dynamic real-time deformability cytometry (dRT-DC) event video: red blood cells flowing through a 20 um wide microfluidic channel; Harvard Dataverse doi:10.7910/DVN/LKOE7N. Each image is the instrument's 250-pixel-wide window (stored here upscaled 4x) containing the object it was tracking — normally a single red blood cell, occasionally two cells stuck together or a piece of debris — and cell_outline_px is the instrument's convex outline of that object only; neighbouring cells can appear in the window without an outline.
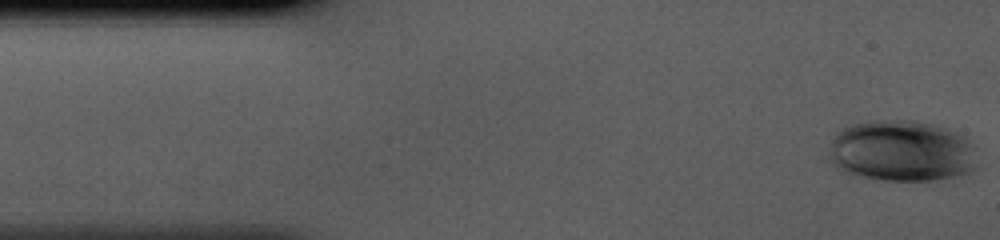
{"species": "human", "species_latin": "Homo sapiens", "temperature_condition": "cold", "stored_images_in_passage": 42, "camera_frame_rate_fps": 3000, "um_per_image_px": 0.085, "donor": {"sex": "male"}, "frame": {"image": 1, "passage_image": 1, "time_ms": 0.0, "image_size_px": [1000, 240], "cell_outline_px": [[976, 168], [968, 172], [956, 176], [932, 180], [880, 180], [852, 176], [840, 172], [824, 160], [832, 140], [844, 128], [852, 124], [872, 120], [916, 120], [948, 128], [964, 136], [972, 144]], "centroid_in_image_um": [76.54, 12.85], "position_along_channel_um": 8.5, "area_um2": 53.81}}
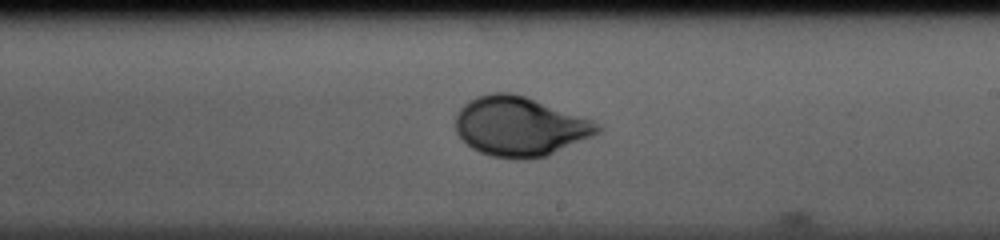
{"frame": {"image": 2, "passage_image": 24, "time_ms": 7.667, "image_size_px": [1000, 240], "cell_outline_px": [[604, 128], [600, 132], [592, 136], [548, 156], [524, 160], [516, 160], [492, 156], [480, 152], [472, 148], [456, 132], [456, 116], [460, 108], [464, 104], [476, 96], [492, 92], [512, 92], [524, 96], [592, 120], [600, 124]], "centroid_in_image_um": [44.19, 10.76], "position_along_channel_um": 244.8, "area_um2": 49.13}}
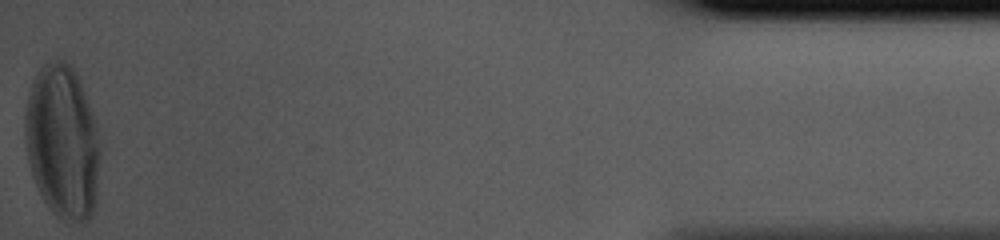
{"frame": {"image": 3, "passage_image": 42, "time_ms": 13.667, "image_size_px": [1000, 240], "cell_outline_px": [[100, 152], [96, 196], [92, 212], [88, 220], [80, 224], [68, 224], [60, 220], [48, 208], [32, 176], [24, 136], [24, 116], [28, 96], [32, 80], [36, 72], [44, 64], [56, 56], [64, 60], [76, 72], [80, 80], [96, 120], [100, 144]], "centroid_in_image_um": [5.31, 12.06], "position_along_channel_um": 429.9, "area_um2": 68.44}}